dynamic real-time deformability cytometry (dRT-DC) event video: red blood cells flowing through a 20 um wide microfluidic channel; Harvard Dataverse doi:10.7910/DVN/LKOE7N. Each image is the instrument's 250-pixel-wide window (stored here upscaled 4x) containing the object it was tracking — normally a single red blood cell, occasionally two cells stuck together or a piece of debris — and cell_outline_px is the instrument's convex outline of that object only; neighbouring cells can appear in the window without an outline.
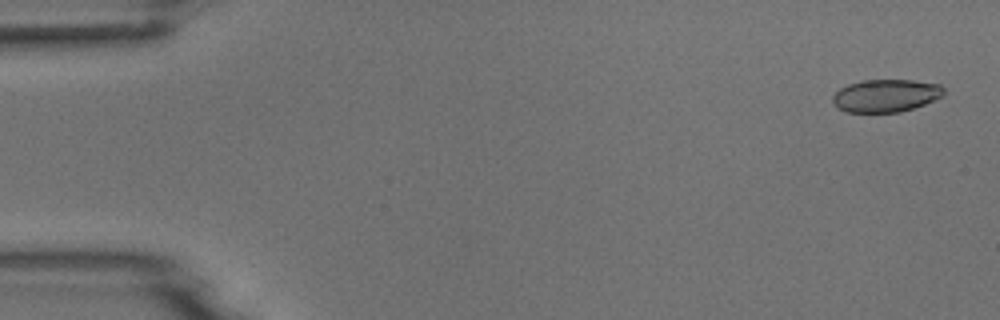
{"species": "common noctule bat (a hibernating species)", "species_latin": "Nyctalus noctula", "temperature_condition": "room temperature", "stored_images_in_passage": 4, "camera_frame_rate_fps": 3000, "um_per_image_px": 0.085, "animal": {"sex": "male", "body_mass_g": 18.8}, "frame": {"image": 1, "passage_image": 1, "time_ms": 0.0, "image_size_px": [1000, 320], "cell_outline_px": [[944, 96], [924, 104], [900, 112], [848, 112], [836, 108], [832, 104], [832, 96], [840, 88], [848, 84], [864, 80], [912, 80], [940, 84], [944, 88]], "centroid_in_image_um": [75.28, 8.13], "position_along_channel_um": 9.7, "area_um2": 21.27}}